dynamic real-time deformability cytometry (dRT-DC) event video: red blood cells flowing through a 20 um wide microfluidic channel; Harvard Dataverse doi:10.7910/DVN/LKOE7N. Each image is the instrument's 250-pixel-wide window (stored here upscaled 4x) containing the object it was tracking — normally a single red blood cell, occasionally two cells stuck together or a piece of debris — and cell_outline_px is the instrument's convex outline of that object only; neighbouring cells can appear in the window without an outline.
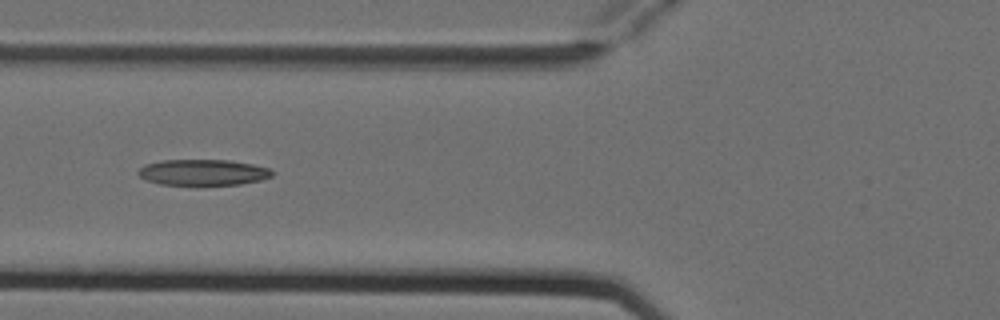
{"species": "Egyptian fruit bat (a non-hibernating species)", "species_latin": "Rousettus aegyptiacus", "temperature_condition": "cold", "stored_images_in_passage": 6, "camera_frame_rate_fps": 3000, "um_per_image_px": 0.085, "animal": {"sex": "female"}, "frame": {"image": 1, "passage_image": 6, "time_ms": 1.667, "image_size_px": [1000, 320], "cell_outline_px": [[276, 172], [272, 176], [260, 180], [240, 184], [196, 188], [160, 184], [148, 180], [140, 176], [136, 172], [144, 164], [164, 160], [228, 160], [252, 164], [268, 168]], "centroid_in_image_um": [17.25, 14.7], "position_along_channel_um": 108.6, "area_um2": 21.15}}